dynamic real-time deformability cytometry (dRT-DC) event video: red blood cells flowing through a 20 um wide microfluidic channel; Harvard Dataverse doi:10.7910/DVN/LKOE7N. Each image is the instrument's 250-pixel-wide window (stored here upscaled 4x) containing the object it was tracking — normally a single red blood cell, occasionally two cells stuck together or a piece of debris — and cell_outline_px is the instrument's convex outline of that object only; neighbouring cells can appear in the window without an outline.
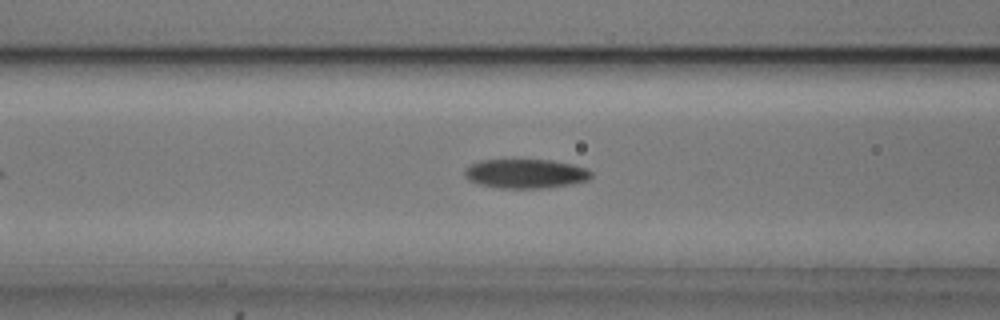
{"species": "common noctule bat (a hibernating species)", "species_latin": "Nyctalus noctula", "temperature_condition": "cold", "stored_images_in_passage": 41, "camera_frame_rate_fps": 3000, "um_per_image_px": 0.085, "animal": {"sex": "male", "body_mass_g": 20.5, "forearm_length_mm": 52.5}, "frame": {"image": 1, "passage_image": 11, "time_ms": 3.333, "image_size_px": [1000, 320], "cell_outline_px": [[592, 176], [588, 180], [568, 184], [540, 188], [500, 188], [480, 184], [468, 180], [464, 176], [464, 168], [480, 160], [552, 160], [572, 164], [588, 168], [592, 172]], "centroid_in_image_um": [44.66, 14.75], "position_along_channel_um": 121.9, "area_um2": 21.5}}
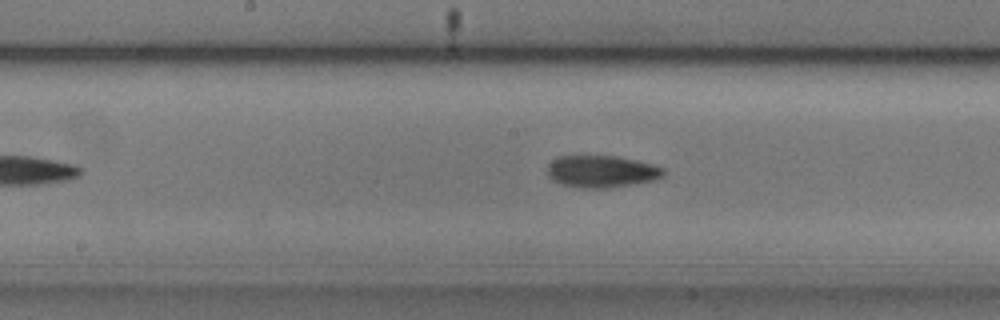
{"frame": {"image": 2, "passage_image": 17, "time_ms": 5.333, "image_size_px": [1000, 320], "cell_outline_px": [[664, 176], [656, 180], [612, 188], [584, 188], [564, 184], [552, 180], [548, 176], [548, 164], [552, 160], [560, 156], [616, 156], [636, 160], [652, 164], [664, 168]], "centroid_in_image_um": [51.17, 14.58], "position_along_channel_um": 197.0, "area_um2": 21.73}}
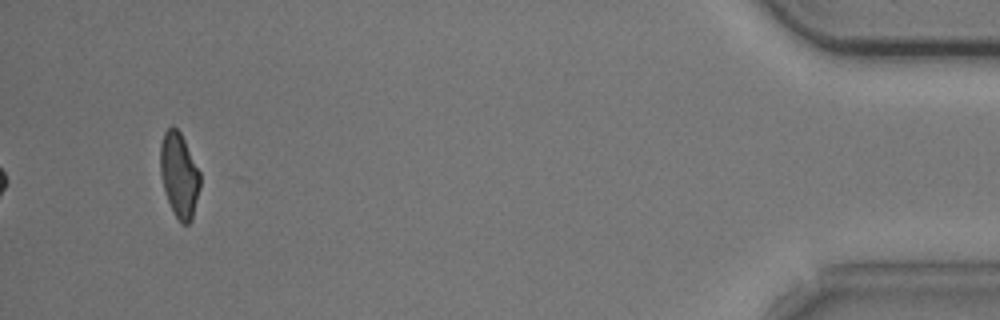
{"frame": {"image": 3, "passage_image": 41, "time_ms": 13.333, "image_size_px": [1000, 320], "cell_outline_px": [[200, 188], [192, 220], [188, 224], [180, 224], [168, 200], [164, 188], [160, 172], [160, 144], [164, 132], [172, 124], [180, 132], [200, 172]], "centroid_in_image_um": [15.23, 14.87], "position_along_channel_um": 420.0, "area_um2": 19.59}, "authors_computed_cell_mechanics": {"area_um2": 21.2126, "velocity_mm_per_s": 3.7339, "shape_relaxation_time_tau1_ms": 3.3292, "shape_relaxation_time_tau2_ms": 5.6344, "deformation_change_tau1": 0.1137, "deformation_change_tau2": 0.1287}}